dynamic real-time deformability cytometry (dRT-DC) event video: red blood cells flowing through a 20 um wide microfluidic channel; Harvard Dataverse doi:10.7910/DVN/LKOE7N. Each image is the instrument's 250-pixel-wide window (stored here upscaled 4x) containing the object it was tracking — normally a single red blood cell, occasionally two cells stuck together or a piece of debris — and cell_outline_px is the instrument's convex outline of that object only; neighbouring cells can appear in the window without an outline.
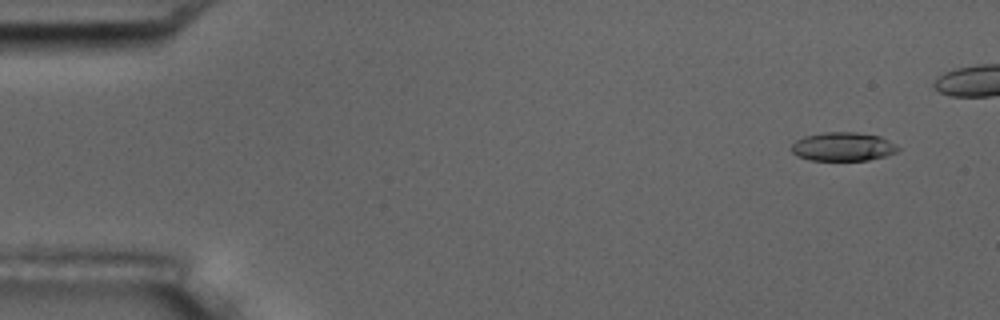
{"species": "common noctule bat (a hibernating species)", "species_latin": "Nyctalus noctula", "temperature_condition": "room temperature", "stored_images_in_passage": 6, "camera_frame_rate_fps": 3000, "um_per_image_px": 0.085, "animal": {"sex": "male", "body_mass_g": 17.5, "forearm_length_mm": 52.3}, "frame": {"image": 1, "passage_image": 2, "time_ms": 1.0, "image_size_px": [1000, 320], "cell_outline_px": [[900, 148], [896, 152], [884, 156], [868, 160], [812, 160], [796, 156], [792, 152], [792, 144], [796, 140], [804, 136], [824, 132], [856, 132], [880, 136], [888, 140]], "centroid_in_image_um": [71.63, 12.46], "position_along_channel_um": 13.4, "area_um2": 17.74}}